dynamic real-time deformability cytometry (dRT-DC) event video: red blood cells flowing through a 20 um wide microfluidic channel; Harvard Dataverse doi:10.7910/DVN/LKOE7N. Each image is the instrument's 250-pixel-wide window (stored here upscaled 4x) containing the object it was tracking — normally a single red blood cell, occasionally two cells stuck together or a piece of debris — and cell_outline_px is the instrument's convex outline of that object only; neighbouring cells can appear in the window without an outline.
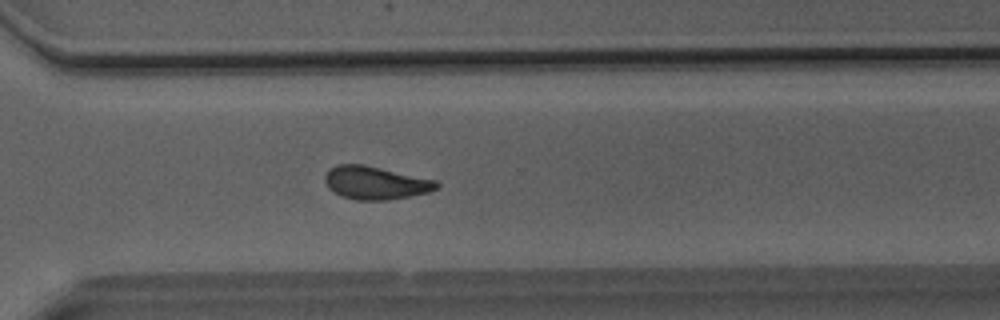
{"species": "Egyptian fruit bat (a non-hibernating species)", "species_latin": "Rousettus aegyptiacus", "temperature_condition": "room temperature", "stored_images_in_passage": 39, "segment_of_instrument_passage": [1, 2], "camera_frame_rate_fps": 3000, "um_per_image_px": 0.085, "animal": {"sex": "male"}, "frame": {"image": 1, "passage_image": 24, "time_ms": 7.667, "image_size_px": [1000, 320], "cell_outline_px": [[440, 188], [432, 192], [384, 200], [356, 200], [340, 196], [328, 188], [324, 180], [324, 176], [336, 164], [364, 164], [436, 180], [440, 184]], "centroid_in_image_um": [31.94, 15.54], "position_along_channel_um": 338.7, "area_um2": 21.62}}
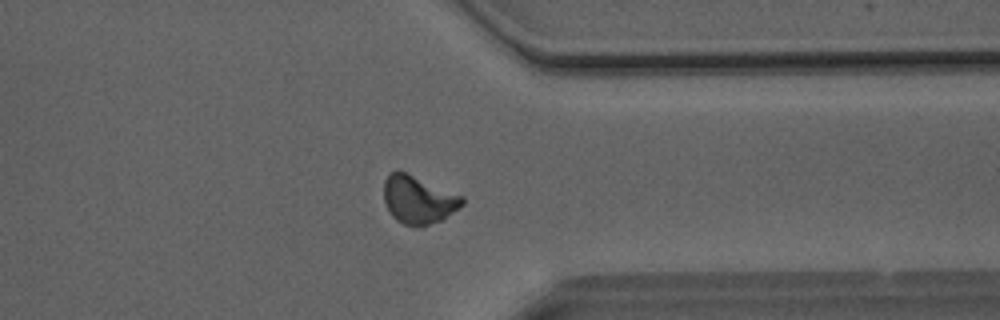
{"frame": {"image": 2, "passage_image": 27, "time_ms": 8.667, "image_size_px": [1000, 320], "cell_outline_px": [[464, 204], [460, 208], [440, 220], [420, 228], [416, 228], [404, 224], [396, 220], [392, 216], [384, 200], [384, 180], [396, 168], [408, 172], [464, 196]], "centroid_in_image_um": [35.57, 16.96], "position_along_channel_um": 375.8, "area_um2": 22.31}}
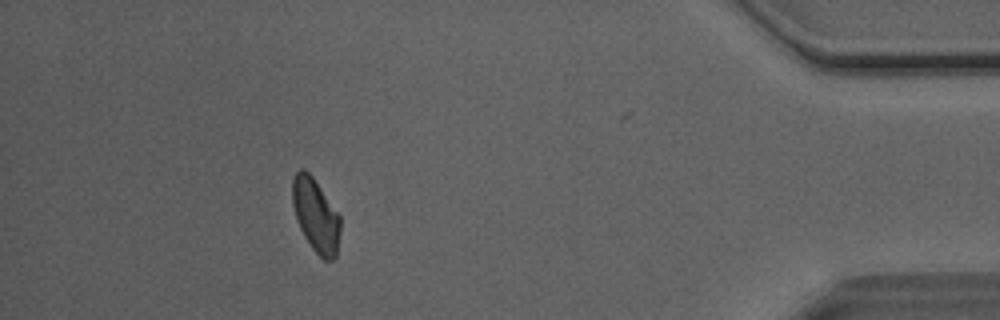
{"frame": {"image": 3, "passage_image": 33, "time_ms": 10.667, "image_size_px": [1000, 320], "cell_outline_px": [[340, 232], [336, 256], [332, 260], [324, 260], [312, 248], [304, 236], [300, 228], [292, 204], [292, 180], [296, 172], [300, 168], [304, 168], [312, 176], [340, 216]], "centroid_in_image_um": [26.83, 18.3], "position_along_channel_um": 408.4, "area_um2": 20.29}}